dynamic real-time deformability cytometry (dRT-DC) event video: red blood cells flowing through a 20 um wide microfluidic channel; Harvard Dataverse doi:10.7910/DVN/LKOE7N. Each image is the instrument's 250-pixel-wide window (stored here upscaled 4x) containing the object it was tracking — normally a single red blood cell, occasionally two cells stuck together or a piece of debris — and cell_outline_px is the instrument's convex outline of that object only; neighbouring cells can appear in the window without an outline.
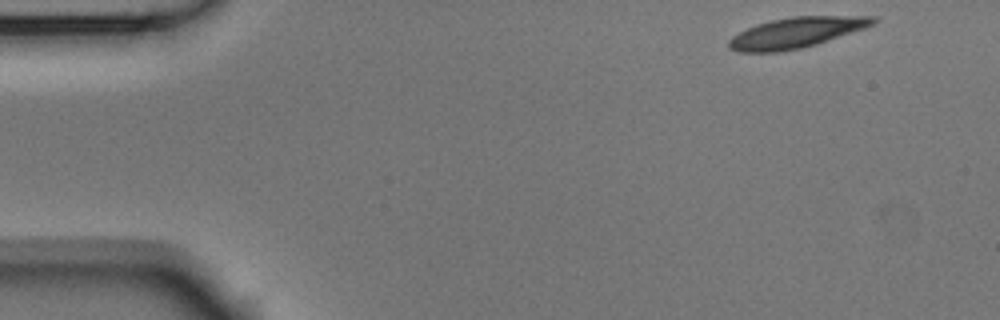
{"species": "Egyptian fruit bat (a non-hibernating species)", "species_latin": "Rousettus aegyptiacus", "temperature_condition": "room temperature", "stored_images_in_passage": 50, "camera_frame_rate_fps": 3000, "um_per_image_px": 0.085, "animal": {"sex": "male"}, "frame": {"image": 1, "passage_image": 1, "time_ms": 0.0, "image_size_px": [1000, 320], "cell_outline_px": [[880, 20], [864, 28], [816, 44], [800, 48], [776, 52], [736, 52], [728, 48], [728, 40], [732, 36], [756, 24], [772, 20], [792, 16], [876, 16]], "centroid_in_image_um": [67.65, 2.77], "position_along_channel_um": 17.3, "area_um2": 25.49}}
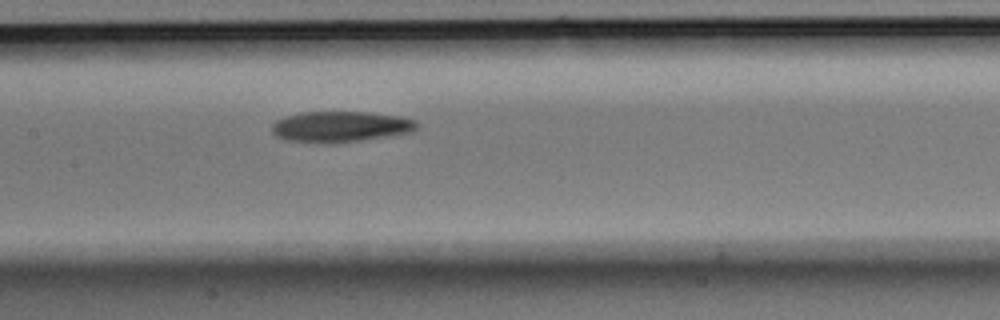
{"frame": {"image": 2, "passage_image": 22, "time_ms": 7.0, "image_size_px": [1000, 320], "cell_outline_px": [[420, 128], [412, 132], [360, 140], [332, 144], [320, 144], [284, 140], [276, 136], [272, 132], [272, 124], [276, 120], [284, 116], [300, 112], [368, 112], [400, 116], [416, 120], [420, 124]], "centroid_in_image_um": [28.93, 10.77], "position_along_channel_um": 178.5, "area_um2": 26.53}}
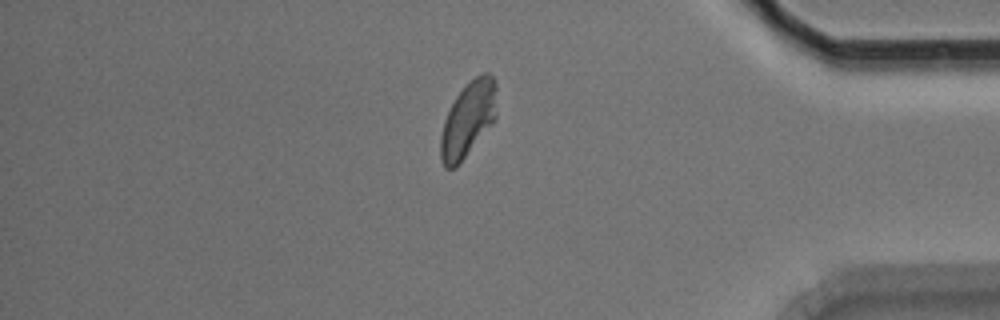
{"frame": {"image": 3, "passage_image": 42, "time_ms": 13.667, "image_size_px": [1000, 320], "cell_outline_px": [[496, 120], [460, 164], [456, 168], [444, 168], [440, 160], [440, 136], [444, 120], [456, 96], [476, 76], [484, 72], [488, 72], [496, 80]], "centroid_in_image_um": [39.79, 10.19], "position_along_channel_um": 395.4, "area_um2": 24.8}, "authors_computed_cell_mechanics": {"area_um2": 25.4031, "velocity_mm_per_s": 3.6945, "shape_relaxation_time_tau1_ms": 8.2466, "shape_relaxation_time_tau2_ms": 2.6009, "deformation_change_tau1": 0.2092, "deformation_change_tau2": 0.0548}}